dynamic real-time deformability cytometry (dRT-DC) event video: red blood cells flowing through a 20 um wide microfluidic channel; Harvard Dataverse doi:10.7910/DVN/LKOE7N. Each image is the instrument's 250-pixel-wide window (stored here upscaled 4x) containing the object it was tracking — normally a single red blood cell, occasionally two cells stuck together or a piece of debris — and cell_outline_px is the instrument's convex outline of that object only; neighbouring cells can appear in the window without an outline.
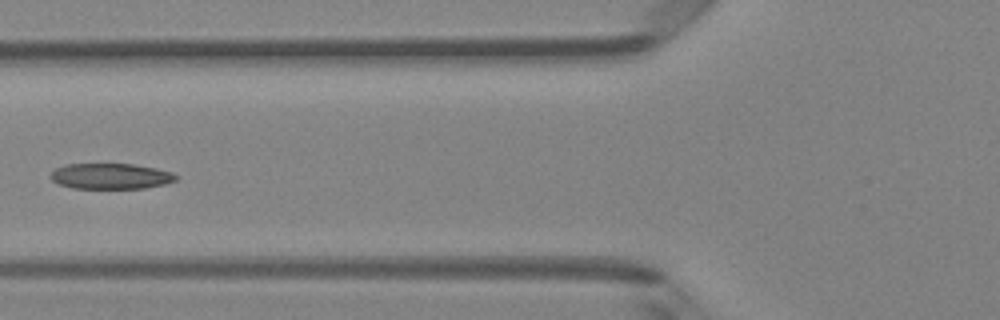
{"species": "Egyptian fruit bat (a non-hibernating species)", "species_latin": "Rousettus aegyptiacus", "temperature_condition": "room temperature", "stored_images_in_passage": 2, "camera_frame_rate_fps": 3000, "um_per_image_px": 0.085, "animal": {"sex": "female"}, "frame": {"image": 1, "passage_image": 2, "time_ms": 1.333, "image_size_px": [1000, 320], "cell_outline_px": [[176, 180], [164, 184], [144, 188], [72, 188], [60, 184], [52, 180], [52, 172], [56, 168], [64, 164], [132, 164], [156, 168], [172, 172], [176, 176]], "centroid_in_image_um": [9.41, 14.97], "position_along_channel_um": 116.4, "area_um2": 18.55}}